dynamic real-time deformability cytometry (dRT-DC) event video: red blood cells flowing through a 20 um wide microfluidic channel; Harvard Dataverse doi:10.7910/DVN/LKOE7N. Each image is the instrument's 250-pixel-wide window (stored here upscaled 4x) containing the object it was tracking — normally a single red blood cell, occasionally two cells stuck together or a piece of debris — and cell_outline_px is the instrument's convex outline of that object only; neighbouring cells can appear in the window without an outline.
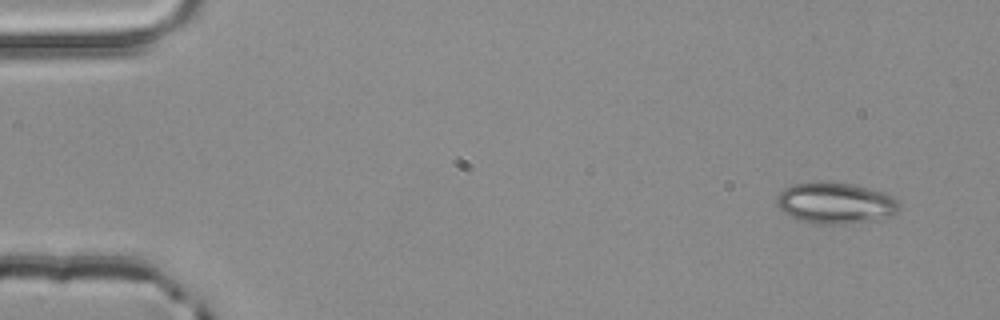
{"species": "common noctule bat (a hibernating species)", "species_latin": "Nyctalus noctula", "temperature_condition": "room temperature", "stored_images_in_passage": 4, "camera_frame_rate_fps": 3000, "um_per_image_px": 0.085, "animal": {"sex": "male", "body_mass_g": 20.4}, "frame": {"image": 1, "passage_image": 1, "time_ms": 0.0, "image_size_px": [1000, 320], "cell_outline_px": [[900, 208], [896, 212], [888, 216], [876, 220], [852, 224], [812, 224], [796, 220], [784, 212], [776, 204], [776, 196], [784, 188], [792, 184], [812, 180], [832, 180], [852, 184], [884, 192], [900, 200]], "centroid_in_image_um": [70.99, 17.24], "position_along_channel_um": 14.0, "area_um2": 30.4}}